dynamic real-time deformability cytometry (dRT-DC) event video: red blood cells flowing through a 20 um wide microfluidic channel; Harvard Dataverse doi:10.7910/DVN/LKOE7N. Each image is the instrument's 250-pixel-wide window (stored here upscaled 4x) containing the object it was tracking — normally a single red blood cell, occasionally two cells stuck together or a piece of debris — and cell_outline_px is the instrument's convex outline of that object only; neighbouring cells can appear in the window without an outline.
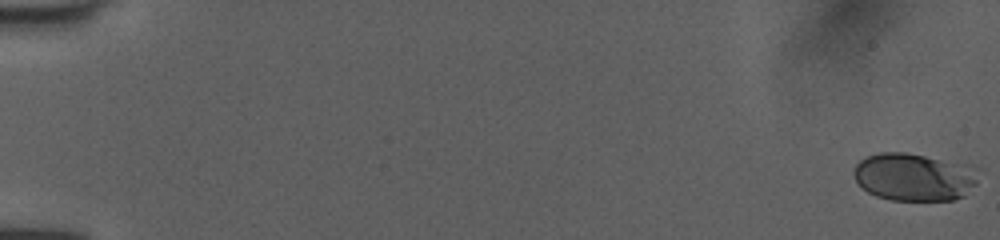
{"species": "human", "species_latin": "Homo sapiens", "temperature_condition": "room temperature", "stored_images_in_passage": 53, "camera_frame_rate_fps": 3000, "um_per_image_px": 0.085, "donor": {"sex": "female"}, "frame": {"image": 1, "passage_image": 1, "time_ms": 0.0, "image_size_px": [1000, 240], "cell_outline_px": [[984, 168], [976, 184], [964, 196], [952, 200], [892, 200], [876, 196], [868, 192], [856, 180], [852, 172], [856, 164], [860, 160], [868, 156], [880, 152], [904, 152]], "centroid_in_image_um": [77.76, 15.04], "position_along_channel_um": 7.2, "area_um2": 34.97}}
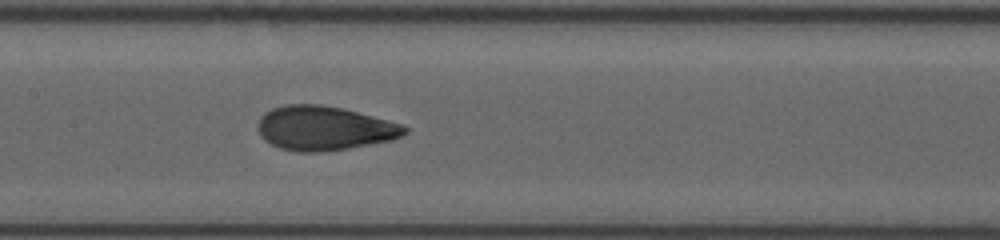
{"frame": {"image": 2, "passage_image": 28, "time_ms": 9.0, "image_size_px": [1000, 240], "cell_outline_px": [[408, 132], [392, 140], [348, 148], [320, 152], [296, 152], [280, 148], [264, 140], [260, 136], [256, 128], [256, 124], [260, 116], [264, 112], [272, 108], [288, 104], [320, 104], [344, 108], [404, 124], [408, 128]], "centroid_in_image_um": [27.53, 10.89], "position_along_channel_um": 179.9, "area_um2": 38.26}}
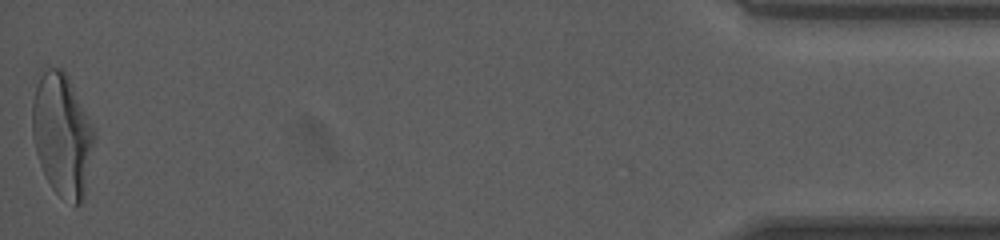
{"frame": {"image": 3, "passage_image": 53, "time_ms": 17.333, "image_size_px": [1000, 240], "cell_outline_px": [[96, 136], [84, 200], [80, 204], [72, 204], [60, 196], [52, 188], [40, 164], [36, 152], [32, 136], [32, 104], [36, 84], [40, 76], [48, 68], [60, 68], [68, 76], [96, 132]], "centroid_in_image_um": [5.31, 11.49], "position_along_channel_um": 429.9, "area_um2": 44.33}, "authors_computed_cell_mechanics": {"area_um2": 36.703, "velocity_mm_per_s": 4.0179, "shape_relaxation_time_tau1_ms": 4.4192, "shape_relaxation_time_tau2_ms": 0.9246, "deformation_change_tau1": 0.1928, "deformation_change_tau2": 0.0614}}